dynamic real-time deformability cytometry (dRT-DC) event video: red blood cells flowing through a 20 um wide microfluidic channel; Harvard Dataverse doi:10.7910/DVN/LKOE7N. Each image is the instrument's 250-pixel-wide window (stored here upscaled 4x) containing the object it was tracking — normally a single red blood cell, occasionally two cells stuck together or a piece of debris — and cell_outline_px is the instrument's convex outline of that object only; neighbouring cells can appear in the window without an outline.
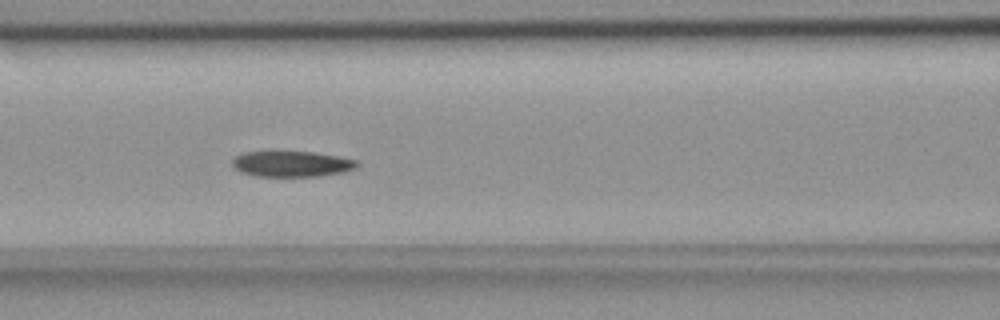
{"species": "common noctule bat (a hibernating species)", "species_latin": "Nyctalus noctula", "temperature_condition": "room temperature", "stored_images_in_passage": 55, "camera_frame_rate_fps": 3000, "um_per_image_px": 0.085, "animal": {"sex": "female", "body_mass_g": 18.4}, "frame": {"image": 1, "passage_image": 23, "time_ms": 7.333, "image_size_px": [1000, 320], "cell_outline_px": [[360, 164], [356, 168], [344, 172], [320, 176], [256, 176], [240, 172], [232, 168], [232, 160], [236, 156], [244, 152], [272, 148], [312, 152], [336, 156], [356, 160]], "centroid_in_image_um": [24.71, 13.88], "position_along_channel_um": 141.9, "area_um2": 19.65}}
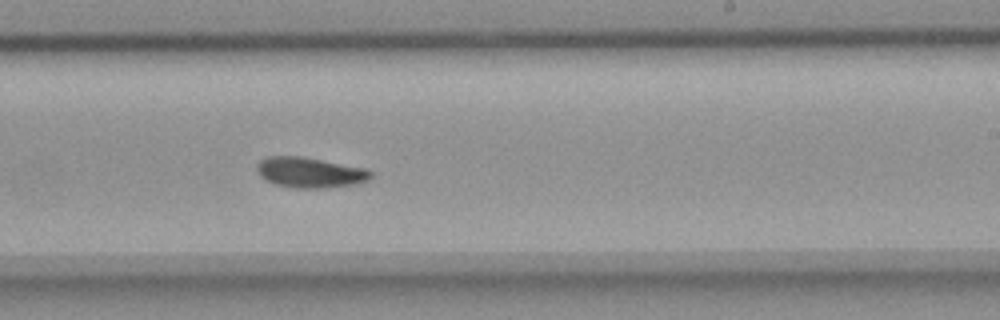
{"frame": {"image": 2, "passage_image": 33, "time_ms": 10.667, "image_size_px": [1000, 320], "cell_outline_px": [[372, 176], [368, 180], [356, 184], [324, 188], [292, 188], [272, 184], [264, 180], [260, 176], [256, 168], [256, 164], [264, 156], [300, 156], [368, 168], [372, 172]], "centroid_in_image_um": [26.31, 14.66], "position_along_channel_um": 262.7, "area_um2": 20.58}}
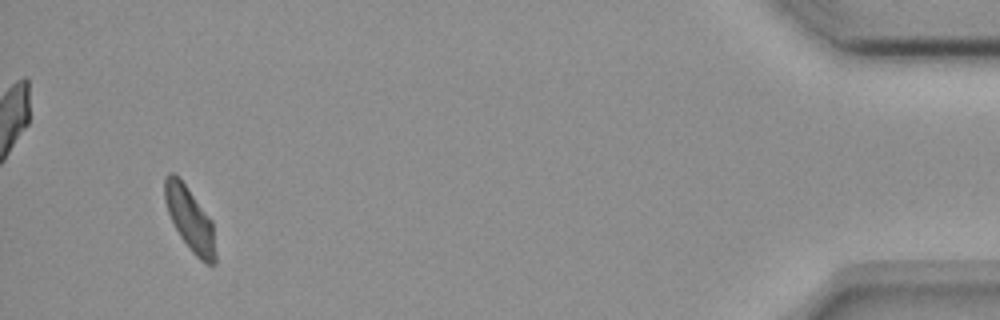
{"frame": {"image": 3, "passage_image": 52, "time_ms": 17.0, "image_size_px": [1000, 320], "cell_outline_px": [[216, 264], [204, 264], [192, 252], [180, 236], [168, 212], [164, 196], [164, 176], [168, 172], [172, 172], [184, 184], [212, 220], [216, 252]], "centroid_in_image_um": [16.15, 18.66], "position_along_channel_um": 419.0, "area_um2": 18.61}, "authors_computed_cell_mechanics": {"area_um2": 19.652, "velocity_mm_per_s": 3.6407, "shape_relaxation_time_tau1_ms": 3.8771, "shape_relaxation_time_tau2_ms": 10.3471, "deformation_change_tau1": 0.1161, "deformation_change_tau2": 0.1339}}